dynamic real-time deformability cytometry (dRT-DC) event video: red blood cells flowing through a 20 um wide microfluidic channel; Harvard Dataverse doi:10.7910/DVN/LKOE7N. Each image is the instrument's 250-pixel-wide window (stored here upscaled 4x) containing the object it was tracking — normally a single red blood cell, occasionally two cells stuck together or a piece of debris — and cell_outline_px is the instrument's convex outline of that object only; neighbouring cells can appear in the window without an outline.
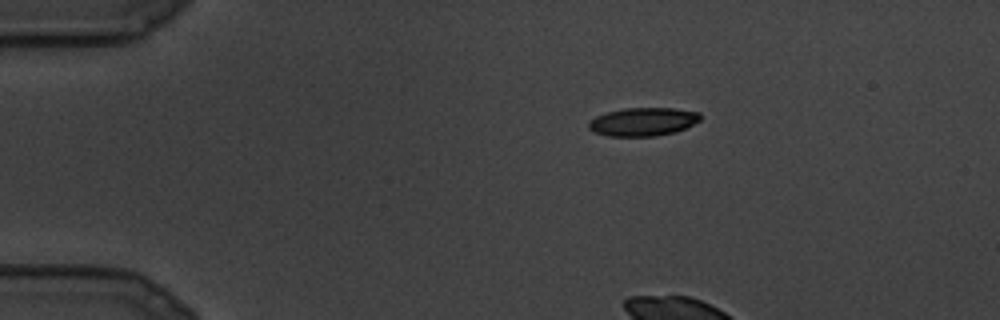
{"species": "common noctule bat (a hibernating species)", "species_latin": "Nyctalus noctula", "temperature_condition": "cold", "stored_images_in_passage": 9, "camera_frame_rate_fps": 3000, "um_per_image_px": 0.085, "animal": {"sex": "male", "body_mass_g": 19.5, "forearm_length_mm": 54.6}, "frame": {"image": 1, "passage_image": 1, "time_ms": 0.0, "image_size_px": [1000, 320], "cell_outline_px": [[700, 120], [676, 132], [656, 136], [608, 136], [592, 132], [588, 128], [588, 124], [596, 116], [608, 112], [624, 108], [672, 108], [700, 112]], "centroid_in_image_um": [54.64, 10.35], "position_along_channel_um": 30.4, "area_um2": 18.38}}